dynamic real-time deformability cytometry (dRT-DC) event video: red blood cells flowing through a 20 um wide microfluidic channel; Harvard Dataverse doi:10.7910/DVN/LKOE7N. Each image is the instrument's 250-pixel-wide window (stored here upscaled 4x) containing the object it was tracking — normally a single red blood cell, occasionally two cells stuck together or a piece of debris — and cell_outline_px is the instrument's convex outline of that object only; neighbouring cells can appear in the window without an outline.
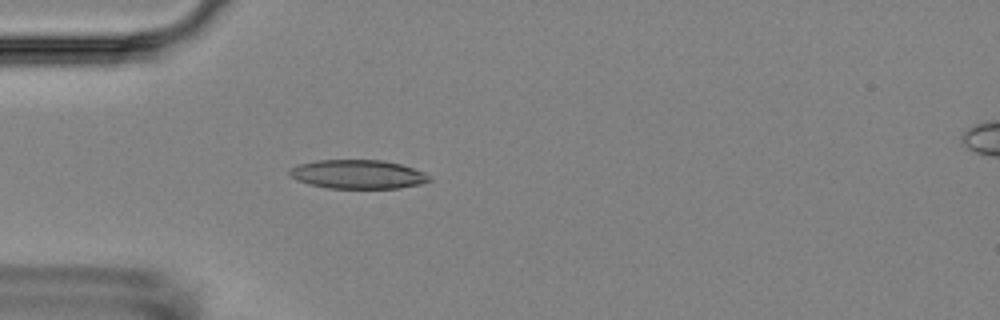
{"species": "Egyptian fruit bat (a non-hibernating species)", "species_latin": "Rousettus aegyptiacus", "temperature_condition": "room temperature", "stored_images_in_passage": 5, "camera_frame_rate_fps": 3000, "um_per_image_px": 0.085, "animal": {"sex": "female"}, "frame": {"image": 1, "passage_image": 5, "time_ms": 5.0, "image_size_px": [1000, 320], "cell_outline_px": [[432, 180], [420, 184], [400, 188], [328, 188], [308, 184], [296, 180], [288, 172], [296, 164], [316, 160], [384, 160], [400, 164], [424, 172]], "centroid_in_image_um": [30.39, 14.81], "position_along_channel_um": 54.6, "area_um2": 23.52}}